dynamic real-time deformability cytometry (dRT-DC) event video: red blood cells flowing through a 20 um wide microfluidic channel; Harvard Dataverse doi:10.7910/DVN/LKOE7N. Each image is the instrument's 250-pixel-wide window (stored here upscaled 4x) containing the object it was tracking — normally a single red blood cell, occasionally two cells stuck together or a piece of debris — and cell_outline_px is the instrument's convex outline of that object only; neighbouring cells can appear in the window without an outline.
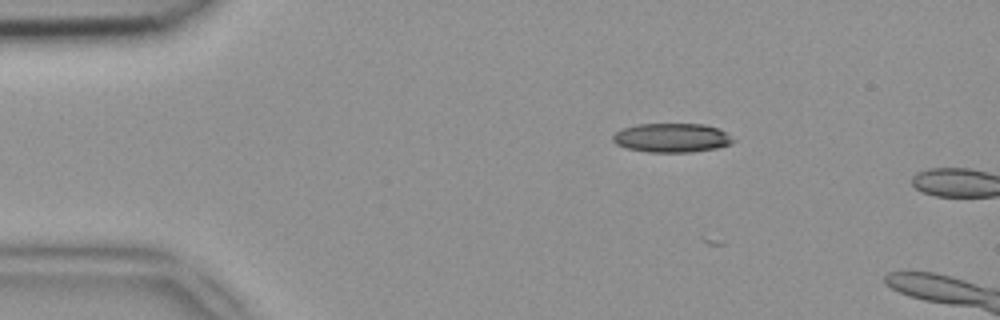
{"species": "common noctule bat (a hibernating species)", "species_latin": "Nyctalus noctula", "temperature_condition": "room temperature", "stored_images_in_passage": 3, "camera_frame_rate_fps": 3000, "um_per_image_px": 0.085, "animal": {"sex": "female", "body_mass_g": 18.4}, "frame": {"image": 1, "passage_image": 1, "time_ms": 0.0, "image_size_px": [1000, 320], "cell_outline_px": [[736, 140], [732, 144], [716, 148], [692, 152], [648, 152], [628, 148], [616, 144], [612, 140], [612, 136], [616, 132], [624, 128], [636, 124], [704, 124], [720, 128]], "centroid_in_image_um": [57.13, 11.71], "position_along_channel_um": 27.9, "area_um2": 20.46}}